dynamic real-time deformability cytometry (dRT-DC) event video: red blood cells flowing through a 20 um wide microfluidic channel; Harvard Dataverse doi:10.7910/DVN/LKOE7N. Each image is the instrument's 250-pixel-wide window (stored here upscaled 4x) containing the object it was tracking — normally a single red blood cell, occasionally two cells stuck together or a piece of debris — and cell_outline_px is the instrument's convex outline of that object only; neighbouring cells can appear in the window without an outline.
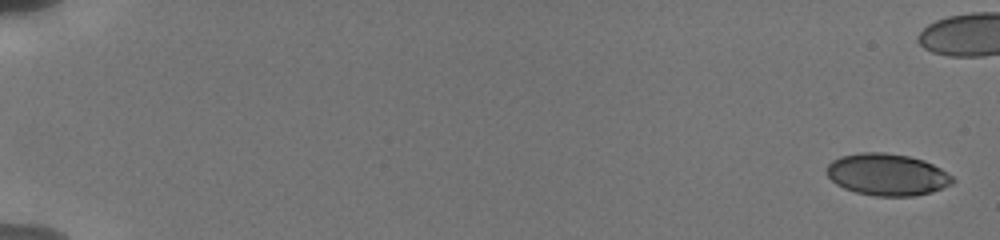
{"species": "human", "species_latin": "Homo sapiens", "temperature_condition": "cold", "stored_images_in_passage": 23, "camera_frame_rate_fps": 3000, "um_per_image_px": 0.085, "donor": {"sex": "male"}, "frame": {"image": 1, "passage_image": 1, "time_ms": 0.0, "image_size_px": [1000, 240], "cell_outline_px": [[956, 180], [952, 184], [932, 192], [912, 196], [876, 196], [856, 192], [844, 188], [836, 184], [828, 176], [828, 164], [832, 160], [840, 156], [860, 152], [884, 152], [908, 156], [924, 160], [940, 168], [952, 176]], "centroid_in_image_um": [75.42, 14.83], "position_along_channel_um": 9.6, "area_um2": 30.69}}
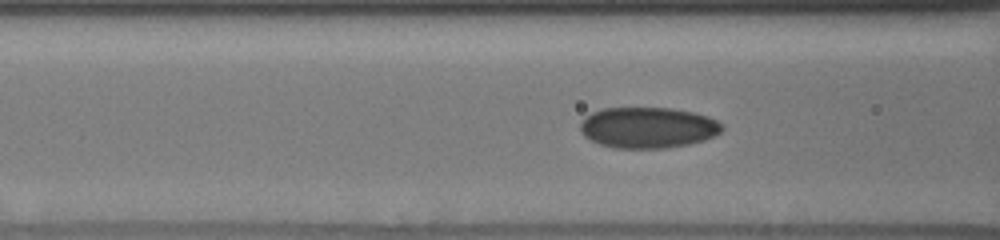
{"frame": {"image": 2, "passage_image": 15, "time_ms": 7.667, "image_size_px": [1000, 240], "cell_outline_px": [[724, 128], [720, 132], [704, 140], [688, 144], [664, 148], [616, 148], [600, 144], [584, 136], [580, 132], [580, 124], [584, 116], [592, 112], [604, 108], [672, 108], [692, 112], [708, 116], [724, 124]], "centroid_in_image_um": [55.06, 10.84], "position_along_channel_um": 111.5, "area_um2": 33.87}}
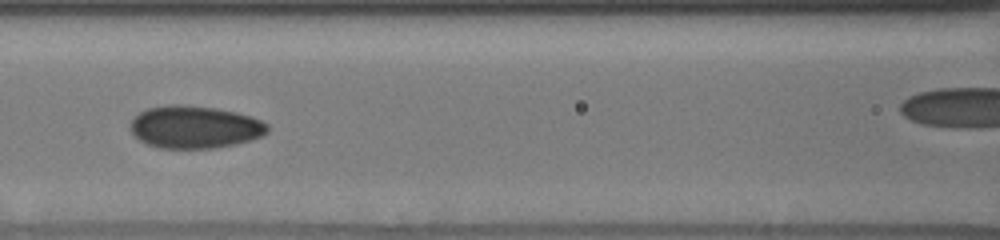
{"frame": {"image": 3, "passage_image": 19, "time_ms": 8.667, "image_size_px": [1000, 240], "cell_outline_px": [[268, 132], [264, 136], [236, 144], [216, 148], [160, 148], [148, 144], [140, 140], [128, 128], [128, 124], [140, 112], [148, 108], [168, 104], [188, 104], [216, 108], [236, 112], [260, 120], [268, 124]], "centroid_in_image_um": [16.55, 10.79], "position_along_channel_um": 150.1, "area_um2": 34.22}}